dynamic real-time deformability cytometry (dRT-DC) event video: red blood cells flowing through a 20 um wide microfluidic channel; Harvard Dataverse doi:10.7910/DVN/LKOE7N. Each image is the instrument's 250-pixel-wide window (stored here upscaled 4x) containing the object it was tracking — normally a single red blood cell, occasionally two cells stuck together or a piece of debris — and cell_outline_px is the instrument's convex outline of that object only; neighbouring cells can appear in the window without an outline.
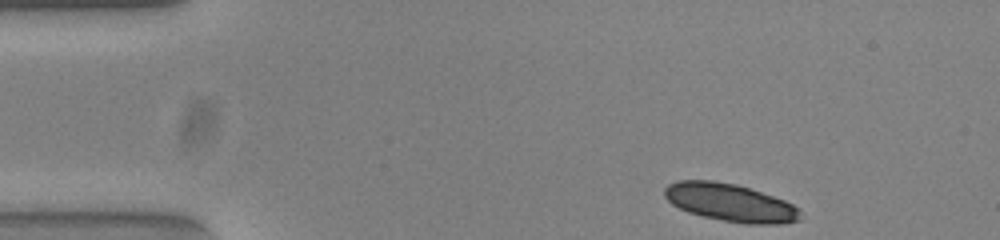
{"species": "common noctule bat (a hibernating species)", "species_latin": "Nyctalus noctula", "temperature_condition": "warm", "stored_images_in_passage": 47, "segment_of_instrument_passage": [1, 2], "camera_frame_rate_fps": 3000, "um_per_image_px": 0.085, "animal": {"sex": "female", "body_mass_g": 23.0, "forearm_length_mm": 53.4}, "frame": {"image": 1, "passage_image": 1, "time_ms": 0.0, "image_size_px": [1000, 240], "cell_outline_px": [[800, 220], [780, 224], [744, 224], [704, 216], [688, 212], [672, 204], [664, 196], [664, 188], [668, 184], [680, 180], [712, 180], [736, 184], [784, 200], [800, 208]], "centroid_in_image_um": [62.06, 17.22], "position_along_channel_um": 22.9, "area_um2": 29.77}}